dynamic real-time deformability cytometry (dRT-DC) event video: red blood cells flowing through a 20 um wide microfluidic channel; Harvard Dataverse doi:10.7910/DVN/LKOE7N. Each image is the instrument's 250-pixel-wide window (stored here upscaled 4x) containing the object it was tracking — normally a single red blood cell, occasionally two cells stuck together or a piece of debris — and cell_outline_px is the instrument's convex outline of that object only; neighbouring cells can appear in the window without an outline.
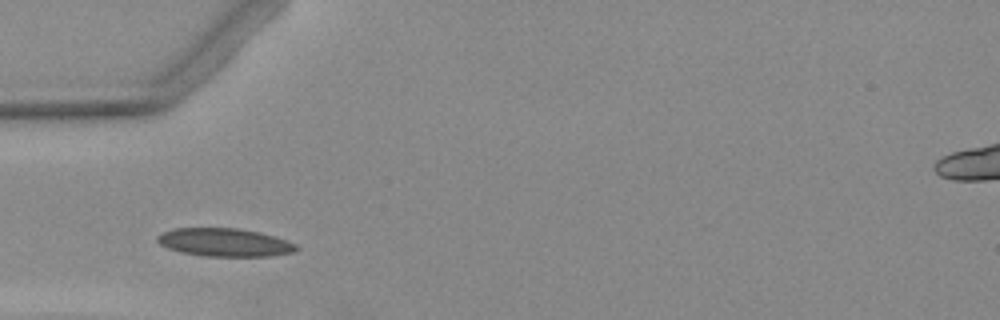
{"species": "Egyptian fruit bat (a non-hibernating species)", "species_latin": "Rousettus aegyptiacus", "temperature_condition": "warm", "stored_images_in_passage": 4, "camera_frame_rate_fps": 3000, "um_per_image_px": 0.085, "animal": {"sex": "female"}, "frame": {"image": 1, "passage_image": 2, "time_ms": 1.333, "image_size_px": [1000, 320], "cell_outline_px": [[300, 248], [292, 252], [268, 256], [204, 256], [180, 252], [168, 248], [160, 244], [156, 240], [156, 236], [172, 228], [240, 228], [260, 232], [296, 244]], "centroid_in_image_um": [19.05, 20.6], "position_along_channel_um": 65.9, "area_um2": 22.72}}
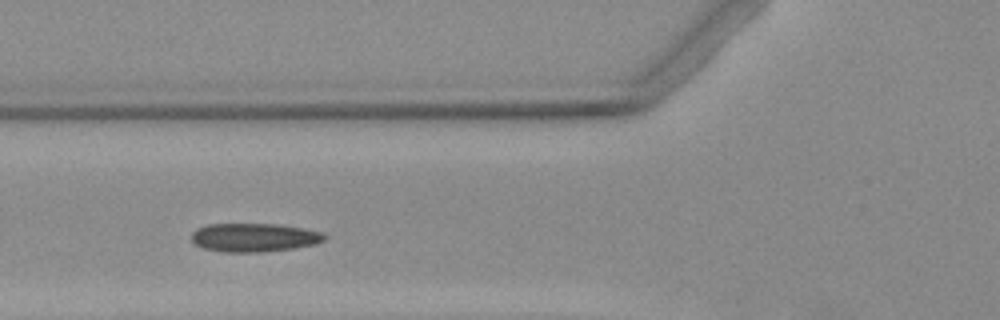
{"frame": {"image": 2, "passage_image": 3, "time_ms": 2.333, "image_size_px": [1000, 320], "cell_outline_px": [[328, 236], [324, 240], [316, 244], [292, 248], [260, 252], [224, 252], [204, 248], [196, 244], [192, 240], [192, 232], [196, 228], [208, 224], [276, 224], [304, 228], [324, 232]], "centroid_in_image_um": [21.63, 20.18], "position_along_channel_um": 104.2, "area_um2": 22.2}}
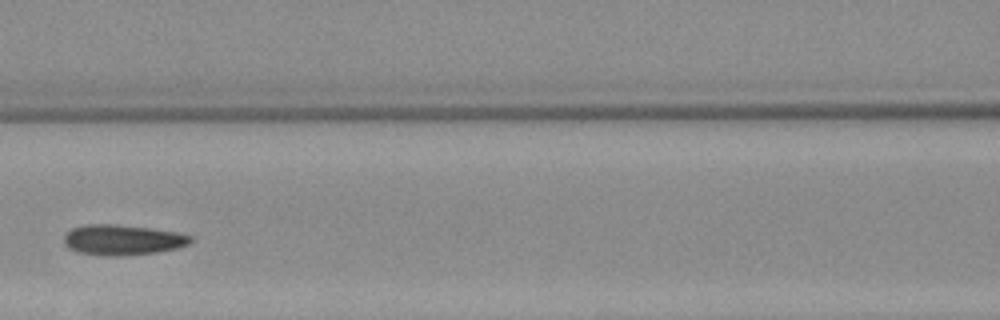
{"frame": {"image": 3, "passage_image": 4, "time_ms": 3.667, "image_size_px": [1000, 320], "cell_outline_px": [[192, 240], [188, 244], [176, 248], [156, 252], [120, 256], [104, 256], [80, 252], [68, 248], [64, 244], [64, 236], [72, 228], [84, 224], [112, 224], [152, 228], [176, 232], [192, 236]], "centroid_in_image_um": [10.4, 20.38], "position_along_channel_um": 156.2, "area_um2": 22.37}}